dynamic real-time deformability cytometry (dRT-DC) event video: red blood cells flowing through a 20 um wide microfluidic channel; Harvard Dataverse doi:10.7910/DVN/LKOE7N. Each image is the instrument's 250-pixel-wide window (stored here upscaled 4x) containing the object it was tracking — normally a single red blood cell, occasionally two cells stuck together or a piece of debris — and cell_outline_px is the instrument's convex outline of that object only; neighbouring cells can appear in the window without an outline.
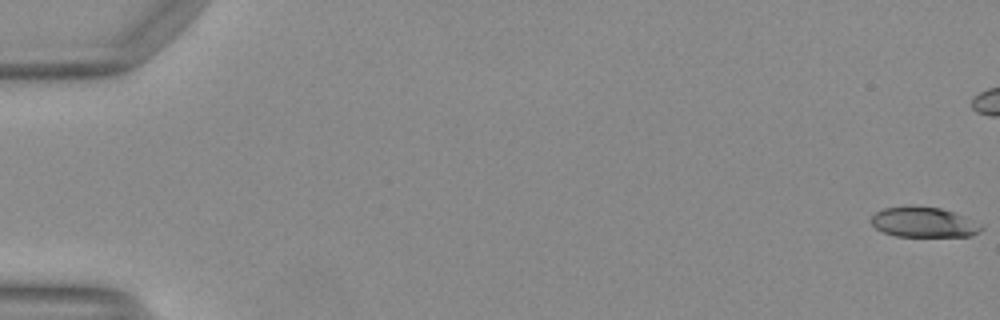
{"species": "Egyptian fruit bat (a non-hibernating species)", "species_latin": "Rousettus aegyptiacus", "temperature_condition": "warm", "stored_images_in_passage": 42, "camera_frame_rate_fps": 3000, "um_per_image_px": 0.085, "animal": {"sex": "female"}, "frame": {"image": 1, "passage_image": 1, "time_ms": 0.0, "image_size_px": [1000, 320], "cell_outline_px": [[984, 228], [980, 232], [972, 236], [896, 236], [884, 232], [876, 228], [872, 224], [872, 216], [876, 212], [884, 208], [912, 204], [940, 208], [964, 216], [984, 224]], "centroid_in_image_um": [78.56, 18.87], "position_along_channel_um": 6.4, "area_um2": 19.65}}
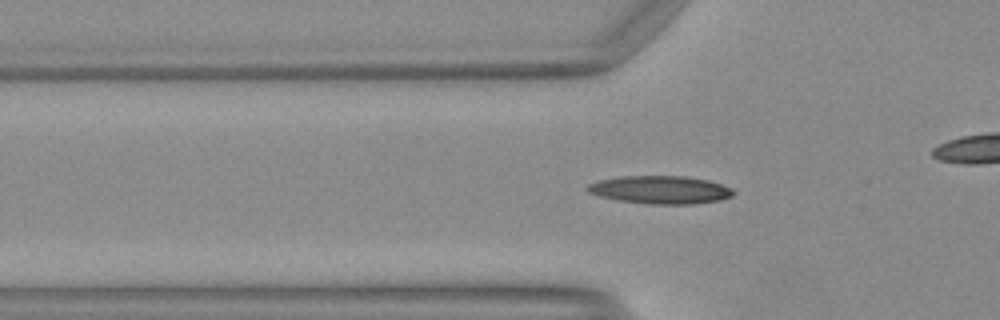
{"frame": {"image": 2, "passage_image": 18, "time_ms": 5.667, "image_size_px": [1000, 320], "cell_outline_px": [[736, 192], [732, 196], [720, 200], [696, 204], [648, 204], [616, 200], [600, 196], [588, 192], [584, 188], [588, 184], [600, 180], [620, 176], [684, 176], [708, 180], [732, 188]], "centroid_in_image_um": [56.13, 16.14], "position_along_channel_um": 69.7, "area_um2": 23.93}}
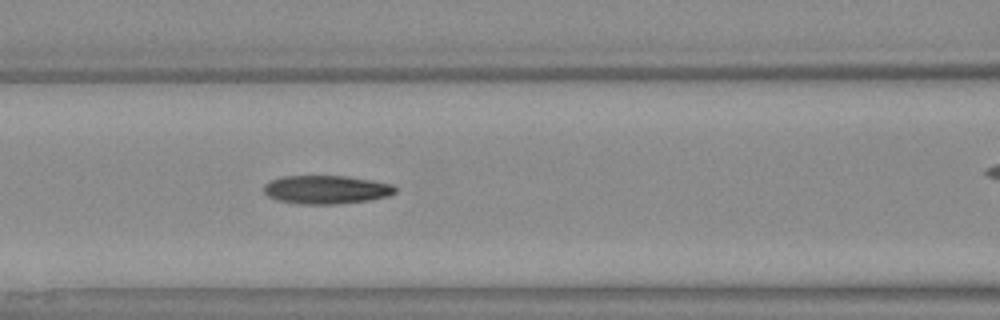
{"frame": {"image": 3, "passage_image": 23, "time_ms": 7.333, "image_size_px": [1000, 320], "cell_outline_px": [[396, 192], [388, 196], [368, 200], [336, 204], [300, 204], [280, 200], [268, 196], [264, 192], [264, 184], [280, 176], [348, 176], [372, 180], [392, 184], [396, 188]], "centroid_in_image_um": [27.74, 16.11], "position_along_channel_um": 138.9, "area_um2": 21.73}}